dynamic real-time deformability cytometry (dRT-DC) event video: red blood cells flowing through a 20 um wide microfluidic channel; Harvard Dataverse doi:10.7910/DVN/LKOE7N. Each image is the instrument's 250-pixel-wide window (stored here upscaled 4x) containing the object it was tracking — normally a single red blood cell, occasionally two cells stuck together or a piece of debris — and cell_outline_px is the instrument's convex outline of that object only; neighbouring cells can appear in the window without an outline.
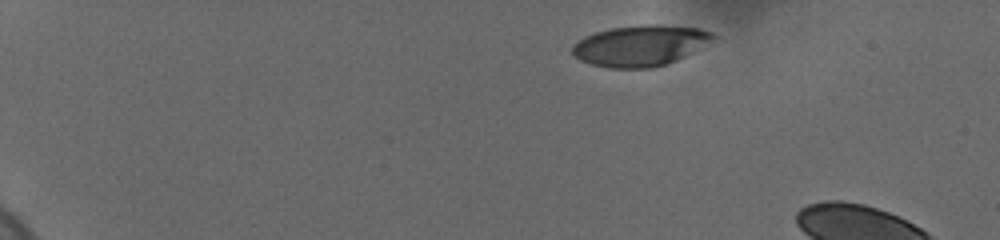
{"species": "human", "species_latin": "Homo sapiens", "temperature_condition": "cold", "stored_images_in_passage": 9, "camera_frame_rate_fps": 3000, "um_per_image_px": 0.085, "donor": {"sex": "female"}, "frame": {"image": 1, "passage_image": 1, "time_ms": 0.0, "image_size_px": [1000, 240], "cell_outline_px": [[716, 36], [684, 56], [676, 60], [652, 68], [608, 68], [592, 64], [580, 60], [572, 56], [572, 44], [584, 36], [596, 32], [612, 28], [648, 24], [656, 24], [700, 28], [712, 32]], "centroid_in_image_um": [54.34, 3.87], "position_along_channel_um": 30.7, "area_um2": 33.18}}